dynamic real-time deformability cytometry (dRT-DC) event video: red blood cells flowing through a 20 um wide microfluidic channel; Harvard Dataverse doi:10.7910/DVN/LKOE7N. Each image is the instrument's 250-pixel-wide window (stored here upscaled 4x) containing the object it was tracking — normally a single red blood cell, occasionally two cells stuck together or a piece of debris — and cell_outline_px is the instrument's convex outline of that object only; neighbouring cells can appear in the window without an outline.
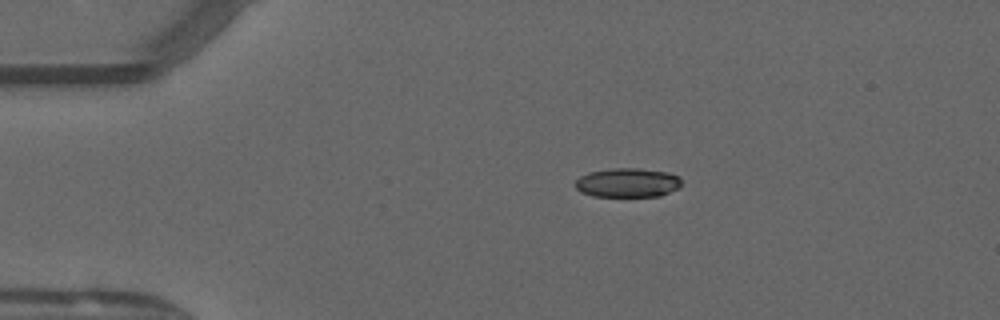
{"species": "common noctule bat (a hibernating species)", "species_latin": "Nyctalus noctula", "temperature_condition": "warm", "stored_images_in_passage": 51, "camera_frame_rate_fps": 3000, "um_per_image_px": 0.085, "animal": {"sex": "male", "forearm_length_mm": 52.5}, "frame": {"image": 1, "passage_image": 11, "time_ms": 3.333, "image_size_px": [1000, 320], "cell_outline_px": [[680, 188], [660, 196], [592, 196], [580, 192], [576, 188], [576, 180], [580, 176], [588, 172], [612, 168], [640, 168], [668, 172], [680, 176]], "centroid_in_image_um": [53.35, 15.52], "position_along_channel_um": 31.6, "area_um2": 18.21}}
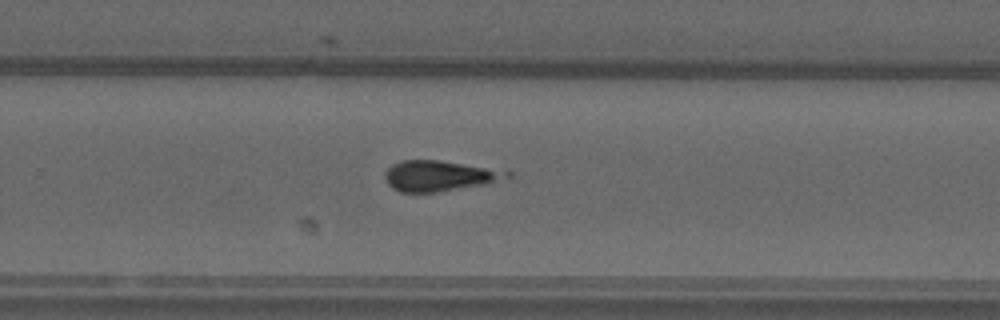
{"frame": {"image": 2, "passage_image": 34, "time_ms": 11.0, "image_size_px": [1000, 320], "cell_outline_px": [[512, 176], [484, 184], [436, 192], [400, 192], [392, 188], [388, 184], [384, 176], [384, 172], [392, 164], [400, 160], [440, 160], [508, 168], [512, 172]], "centroid_in_image_um": [37.42, 14.91], "position_along_channel_um": 292.4, "area_um2": 22.31}}
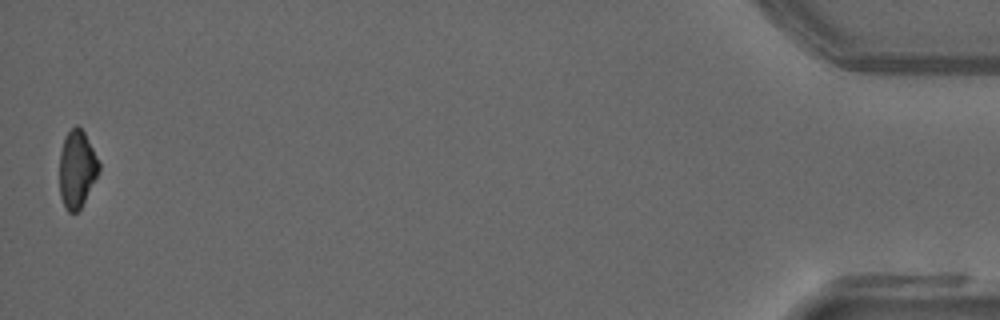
{"frame": {"image": 3, "passage_image": 51, "time_ms": 16.667, "image_size_px": [1000, 320], "cell_outline_px": [[100, 168], [80, 208], [76, 212], [68, 212], [64, 208], [60, 196], [60, 152], [64, 136], [76, 124], [84, 132], [100, 164]], "centroid_in_image_um": [6.51, 14.36], "position_along_channel_um": 428.7, "area_um2": 17.46}, "authors_computed_cell_mechanics": {"area_um2": 19.4786, "velocity_mm_per_s": 4.0822, "shape_relaxation_time_tau1_ms": null, "shape_relaxation_time_tau2_ms": 3.4496, "deformation_change_tau1": null, "deformation_change_tau2": 0.164}}